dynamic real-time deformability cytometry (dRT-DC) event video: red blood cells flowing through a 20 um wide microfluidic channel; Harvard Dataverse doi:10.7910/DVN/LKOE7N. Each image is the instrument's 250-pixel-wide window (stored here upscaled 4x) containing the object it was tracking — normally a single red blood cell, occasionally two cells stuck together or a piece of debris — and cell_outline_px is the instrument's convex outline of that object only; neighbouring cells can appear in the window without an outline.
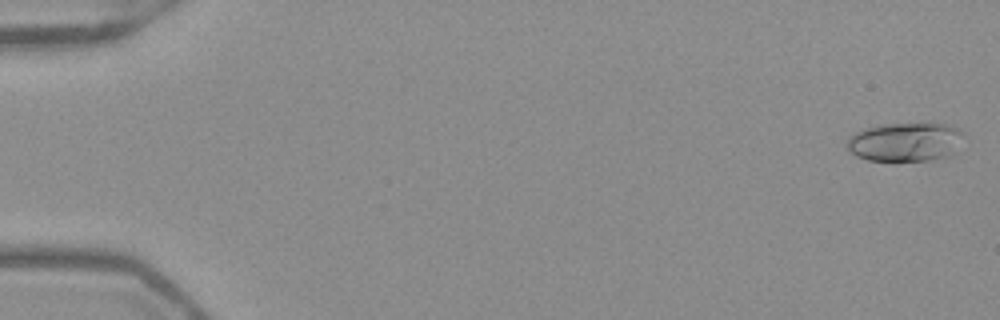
{"species": "Egyptian fruit bat (a non-hibernating species)", "species_latin": "Rousettus aegyptiacus", "temperature_condition": "warm", "stored_images_in_passage": 52, "camera_frame_rate_fps": 3000, "um_per_image_px": 0.085, "frame": {"image": 1, "passage_image": 1, "time_ms": 0.0, "image_size_px": [1000, 320], "cell_outline_px": [[964, 132], [952, 152], [944, 156], [928, 160], [868, 160], [856, 156], [848, 148], [848, 136], [856, 132], [868, 128], [884, 124], [944, 124], [956, 128]], "centroid_in_image_um": [76.89, 12.06], "position_along_channel_um": 8.1, "area_um2": 25.55}}
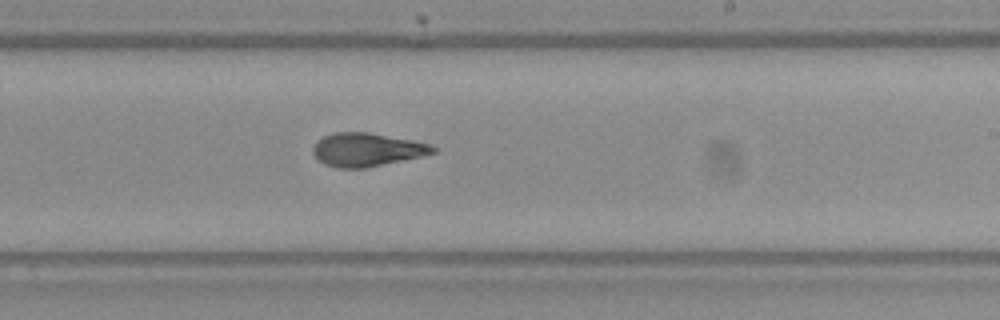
{"frame": {"image": 2, "passage_image": 32, "time_ms": 10.333, "image_size_px": [1000, 320], "cell_outline_px": [[436, 152], [420, 156], [364, 168], [336, 168], [324, 164], [312, 152], [312, 148], [316, 140], [324, 136], [336, 132], [368, 132], [412, 140], [428, 144], [436, 148]], "centroid_in_image_um": [31.13, 12.71], "position_along_channel_um": 257.9, "area_um2": 23.06}}
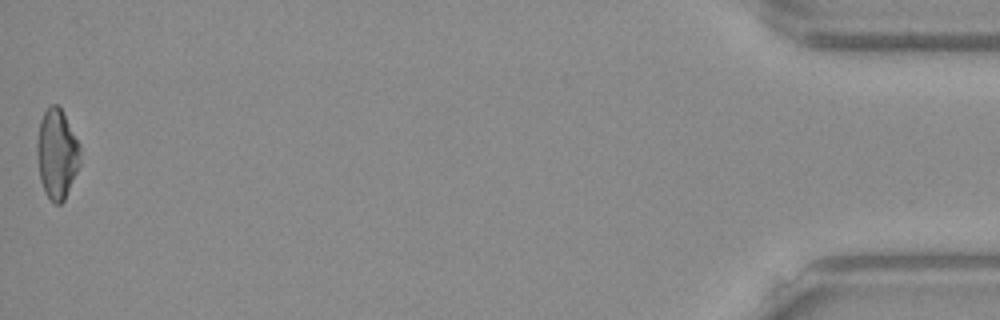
{"frame": {"image": 3, "passage_image": 52, "time_ms": 17.0, "image_size_px": [1000, 320], "cell_outline_px": [[80, 164], [64, 200], [60, 204], [52, 204], [44, 192], [40, 180], [36, 156], [36, 144], [40, 120], [48, 104], [56, 104], [60, 108], [80, 144]], "centroid_in_image_um": [4.81, 13.1], "position_along_channel_um": 430.4, "area_um2": 22.77}, "authors_computed_cell_mechanics": {"area_um2": 23.3801, "velocity_mm_per_s": 3.9531, "shape_relaxation_time_tau1_ms": 10.9784, "shape_relaxation_time_tau2_ms": 2.0182, "deformation_change_tau1": 0.2586, "deformation_change_tau2": 0.0943}}